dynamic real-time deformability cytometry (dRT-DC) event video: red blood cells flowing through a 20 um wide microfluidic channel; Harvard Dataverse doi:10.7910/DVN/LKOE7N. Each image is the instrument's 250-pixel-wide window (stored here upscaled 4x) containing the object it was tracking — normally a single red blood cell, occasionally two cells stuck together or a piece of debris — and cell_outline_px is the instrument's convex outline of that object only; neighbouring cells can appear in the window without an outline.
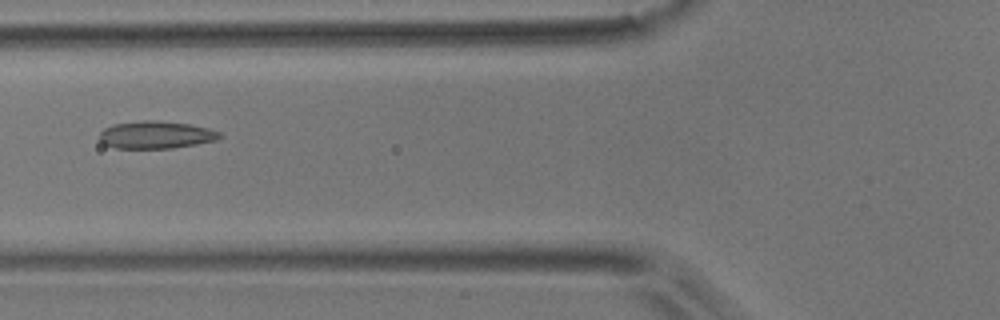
{"species": "common noctule bat (a hibernating species)", "species_latin": "Nyctalus noctula", "temperature_condition": "room temperature", "stored_images_in_passage": 25, "camera_frame_rate_fps": 3000, "um_per_image_px": 0.085, "animal": {"sex": "male", "body_mass_g": 17.9}, "frame": {"image": 1, "passage_image": 20, "time_ms": 6.333, "image_size_px": [1000, 320], "cell_outline_px": [[224, 136], [216, 140], [196, 144], [172, 148], [116, 148], [104, 144], [100, 140], [100, 132], [104, 128], [112, 124], [144, 120], [152, 120], [188, 124], [208, 128], [220, 132]], "centroid_in_image_um": [13.25, 11.46], "position_along_channel_um": 112.5, "area_um2": 19.19}}
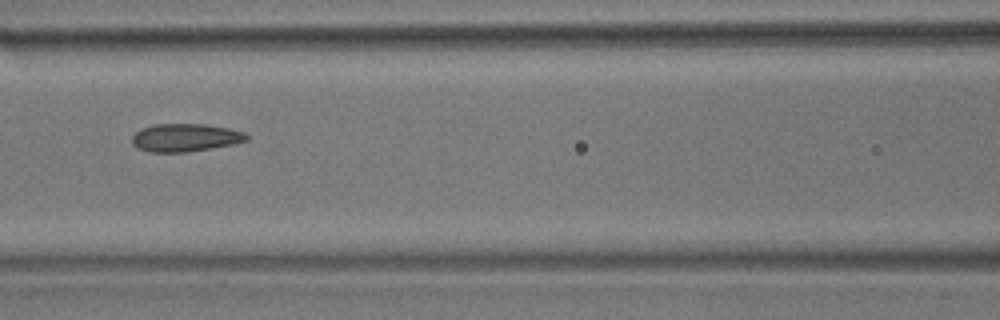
{"frame": {"image": 2, "passage_image": 23, "time_ms": 7.333, "image_size_px": [1000, 320], "cell_outline_px": [[248, 140], [232, 144], [188, 152], [148, 152], [136, 148], [132, 144], [132, 136], [140, 128], [156, 124], [204, 124], [228, 128], [244, 132], [248, 136]], "centroid_in_image_um": [15.7, 11.7], "position_along_channel_um": 150.9, "area_um2": 18.67}}